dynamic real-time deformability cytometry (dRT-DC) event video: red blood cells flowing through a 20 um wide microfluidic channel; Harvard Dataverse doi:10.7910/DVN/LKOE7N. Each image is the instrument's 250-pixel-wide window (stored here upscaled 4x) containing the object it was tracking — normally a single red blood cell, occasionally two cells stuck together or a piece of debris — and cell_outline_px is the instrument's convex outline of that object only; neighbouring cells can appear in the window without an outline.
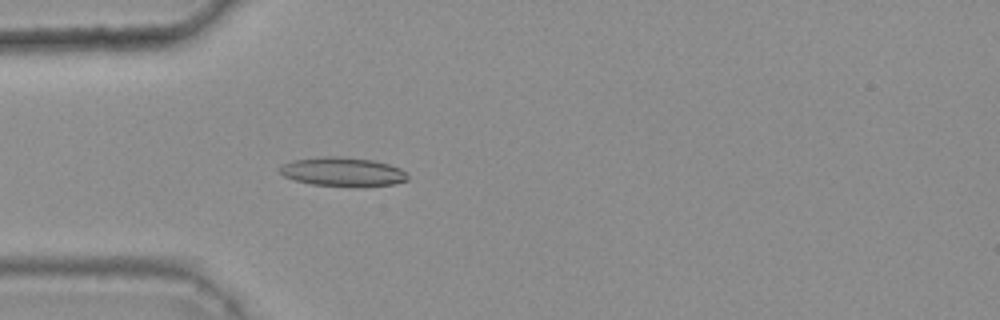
{"species": "common noctule bat (a hibernating species)", "species_latin": "Nyctalus noctula", "temperature_condition": "warm", "stored_images_in_passage": 46, "camera_frame_rate_fps": 3000, "um_per_image_px": 0.085, "animal": {"sex": "female", "body_mass_g": 25.1}, "frame": {"image": 1, "passage_image": 16, "time_ms": 5.0, "image_size_px": [1000, 320], "cell_outline_px": [[408, 180], [396, 184], [352, 188], [312, 184], [296, 180], [284, 176], [276, 168], [280, 164], [292, 160], [320, 156], [340, 156], [372, 160], [388, 164], [400, 168], [408, 176]], "centroid_in_image_um": [29.1, 14.61], "position_along_channel_um": 55.9, "area_um2": 22.14}}
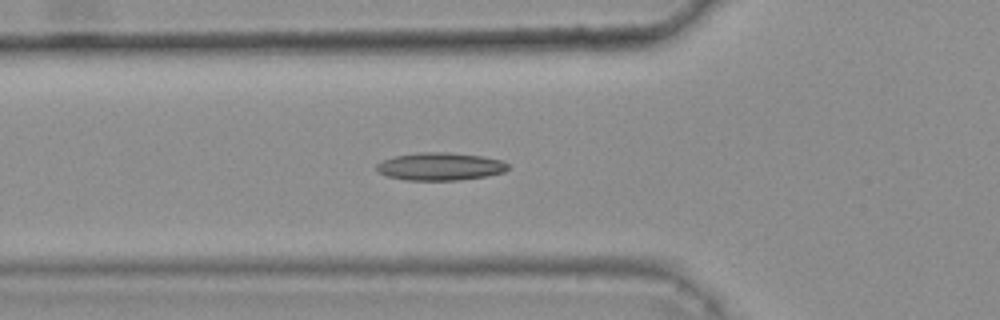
{"frame": {"image": 2, "passage_image": 19, "time_ms": 6.0, "image_size_px": [1000, 320], "cell_outline_px": [[508, 168], [504, 172], [484, 176], [460, 180], [404, 180], [388, 176], [380, 172], [376, 168], [376, 164], [380, 160], [396, 156], [420, 152], [448, 152], [484, 156], [500, 160], [508, 164]], "centroid_in_image_um": [37.4, 14.14], "position_along_channel_um": 88.4, "area_um2": 21.21}}
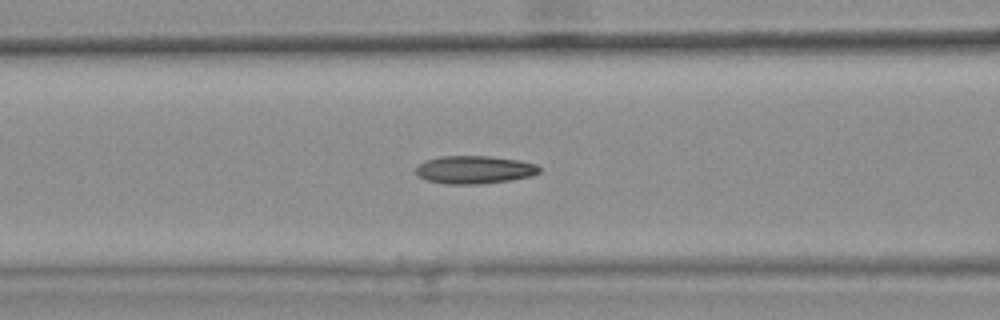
{"frame": {"image": 3, "passage_image": 22, "time_ms": 7.0, "image_size_px": [1000, 320], "cell_outline_px": [[540, 172], [532, 176], [512, 180], [484, 184], [444, 184], [428, 180], [416, 176], [416, 168], [424, 160], [440, 156], [492, 156], [520, 160], [536, 164], [540, 168]], "centroid_in_image_um": [40.34, 14.43], "position_along_channel_um": 126.3, "area_um2": 20.4}, "authors_computed_cell_mechanics": {"area_um2": 19.8254, "velocity_mm_per_s": 3.7391, "shape_relaxation_time_tau1_ms": null, "shape_relaxation_time_tau2_ms": 1.6146, "deformation_change_tau1": null, "deformation_change_tau2": 0.0822}}